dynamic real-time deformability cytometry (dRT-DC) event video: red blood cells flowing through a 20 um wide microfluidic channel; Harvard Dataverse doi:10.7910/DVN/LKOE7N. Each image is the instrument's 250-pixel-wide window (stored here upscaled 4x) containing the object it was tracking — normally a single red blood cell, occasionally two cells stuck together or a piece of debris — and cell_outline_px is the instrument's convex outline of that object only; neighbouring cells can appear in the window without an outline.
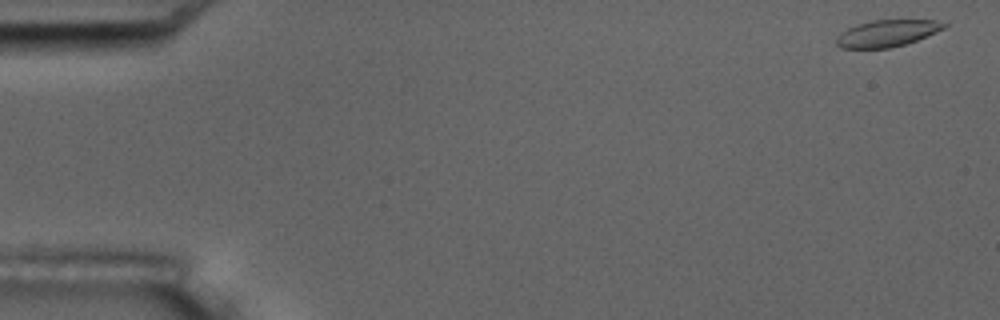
{"species": "common noctule bat (a hibernating species)", "species_latin": "Nyctalus noctula", "temperature_condition": "room temperature", "stored_images_in_passage": 6, "camera_frame_rate_fps": 3000, "um_per_image_px": 0.085, "animal": {"sex": "male", "body_mass_g": 17.5, "forearm_length_mm": 52.3}, "frame": {"image": 1, "passage_image": 1, "time_ms": 0.0, "image_size_px": [1000, 320], "cell_outline_px": [[948, 24], [944, 28], [928, 36], [904, 44], [888, 48], [840, 48], [836, 44], [836, 36], [840, 32], [856, 24], [872, 20], [936, 20]], "centroid_in_image_um": [75.37, 2.82], "position_along_channel_um": 9.6, "area_um2": 16.76}}